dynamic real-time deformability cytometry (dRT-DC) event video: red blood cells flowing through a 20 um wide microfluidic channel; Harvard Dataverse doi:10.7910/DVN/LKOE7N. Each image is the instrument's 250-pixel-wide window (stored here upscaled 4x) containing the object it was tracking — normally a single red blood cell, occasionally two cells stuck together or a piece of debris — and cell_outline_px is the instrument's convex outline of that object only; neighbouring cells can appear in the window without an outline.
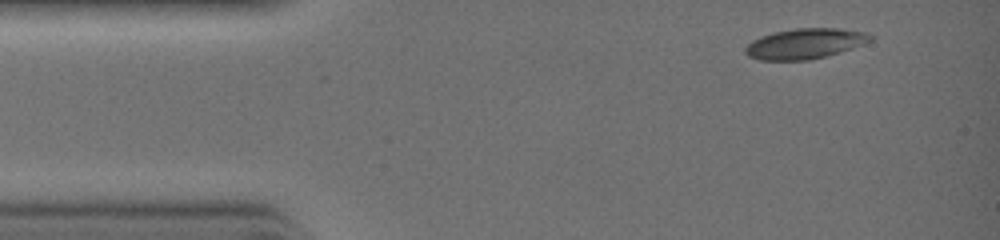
{"species": "common noctule bat (a hibernating species)", "species_latin": "Nyctalus noctula", "temperature_condition": "warm", "stored_images_in_passage": 28, "camera_frame_rate_fps": 3000, "um_per_image_px": 0.085, "animal": {"sex": "female", "body_mass_g": 19.0, "forearm_length_mm": 51.5}, "frame": {"image": 1, "passage_image": 1, "time_ms": 0.0, "image_size_px": [1000, 240], "cell_outline_px": [[876, 36], [872, 40], [864, 44], [840, 52], [808, 60], [760, 60], [748, 56], [744, 52], [744, 48], [752, 40], [760, 36], [772, 32], [796, 28], [840, 28], [868, 32]], "centroid_in_image_um": [68.44, 3.69], "position_along_channel_um": 16.6, "area_um2": 22.37}}
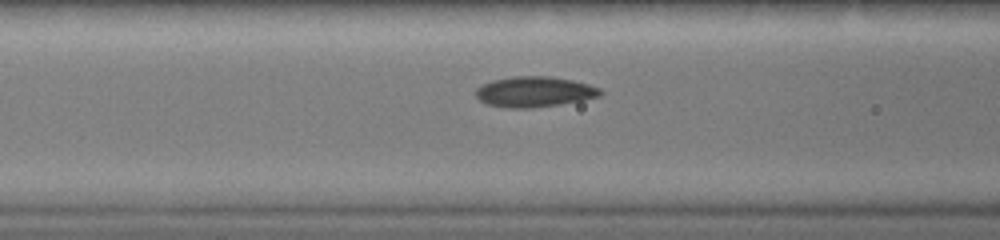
{"frame": {"image": 2, "passage_image": 10, "time_ms": 3.0, "image_size_px": [1000, 240], "cell_outline_px": [[604, 92], [600, 96], [584, 100], [560, 104], [532, 108], [508, 108], [488, 104], [480, 100], [476, 96], [476, 88], [492, 80], [512, 76], [552, 76], [572, 80], [588, 84], [600, 88]], "centroid_in_image_um": [45.45, 7.8], "position_along_channel_um": 121.1, "area_um2": 22.2}}
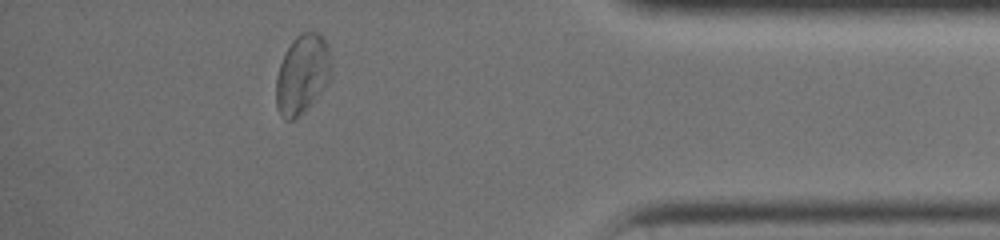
{"frame": {"image": 3, "passage_image": 26, "time_ms": 8.333, "image_size_px": [1000, 240], "cell_outline_px": [[332, 76], [320, 92], [292, 120], [284, 120], [280, 116], [276, 108], [276, 76], [280, 64], [292, 40], [300, 32], [316, 32], [324, 36], [328, 44], [332, 64]], "centroid_in_image_um": [25.7, 6.25], "position_along_channel_um": 409.5, "area_um2": 25.32}}